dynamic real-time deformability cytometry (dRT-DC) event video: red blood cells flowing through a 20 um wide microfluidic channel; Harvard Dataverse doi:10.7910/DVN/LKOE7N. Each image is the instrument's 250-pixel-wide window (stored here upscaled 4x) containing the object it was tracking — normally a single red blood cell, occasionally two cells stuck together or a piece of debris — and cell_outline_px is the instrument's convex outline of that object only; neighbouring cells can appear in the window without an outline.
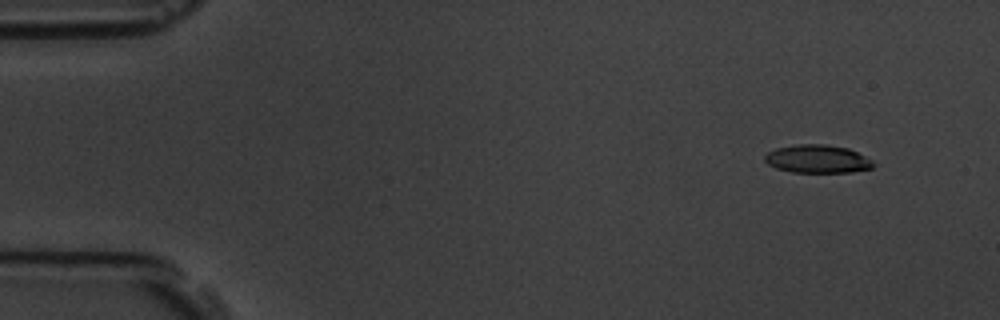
{"species": "common noctule bat (a hibernating species)", "species_latin": "Nyctalus noctula", "temperature_condition": "room temperature", "stored_images_in_passage": 5, "camera_frame_rate_fps": 3000, "um_per_image_px": 0.085, "animal": {"sex": "male", "body_mass_g": 19.5, "forearm_length_mm": 54.6}, "frame": {"image": 1, "passage_image": 2, "time_ms": 1.0, "image_size_px": [1000, 320], "cell_outline_px": [[876, 164], [872, 168], [852, 172], [792, 172], [776, 168], [768, 164], [764, 160], [764, 156], [768, 152], [776, 148], [800, 144], [824, 144], [848, 148], [872, 160]], "centroid_in_image_um": [69.49, 13.51], "position_along_channel_um": 15.5, "area_um2": 17.74}}